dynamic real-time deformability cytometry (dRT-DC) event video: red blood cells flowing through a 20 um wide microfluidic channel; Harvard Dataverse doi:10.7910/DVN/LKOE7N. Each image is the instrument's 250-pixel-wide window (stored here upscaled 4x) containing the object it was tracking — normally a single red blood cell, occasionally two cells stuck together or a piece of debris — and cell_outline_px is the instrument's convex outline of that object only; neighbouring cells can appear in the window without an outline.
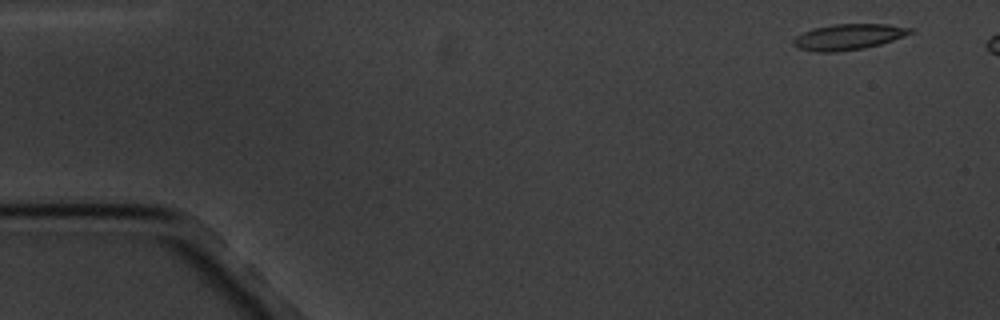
{"species": "common noctule bat (a hibernating species)", "species_latin": "Nyctalus noctula", "temperature_condition": "cold", "stored_images_in_passage": 10, "segment_of_instrument_passage": [1, 2], "camera_frame_rate_fps": 3000, "um_per_image_px": 0.085, "animal": {"sex": "male", "body_mass_g": 20.1, "forearm_length_mm": 53.5}, "frame": {"image": 1, "passage_image": 1, "time_ms": 0.0, "image_size_px": [1000, 320], "cell_outline_px": [[916, 32], [880, 44], [864, 48], [832, 52], [816, 52], [796, 48], [792, 44], [792, 40], [796, 36], [804, 32], [816, 28], [832, 24], [888, 24], [912, 28]], "centroid_in_image_um": [72.11, 3.13], "position_along_channel_um": 12.9, "area_um2": 17.57}}
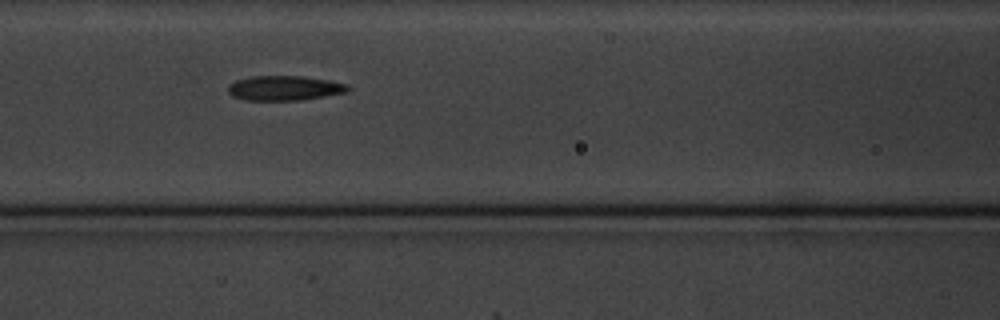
{"frame": {"image": 2, "passage_image": 7, "time_ms": 7.0, "image_size_px": [1000, 320], "cell_outline_px": [[352, 88], [348, 92], [300, 100], [244, 100], [232, 96], [228, 92], [228, 84], [236, 80], [252, 76], [300, 76], [328, 80], [348, 84]], "centroid_in_image_um": [24.18, 7.49], "position_along_channel_um": 142.4, "area_um2": 17.34}}
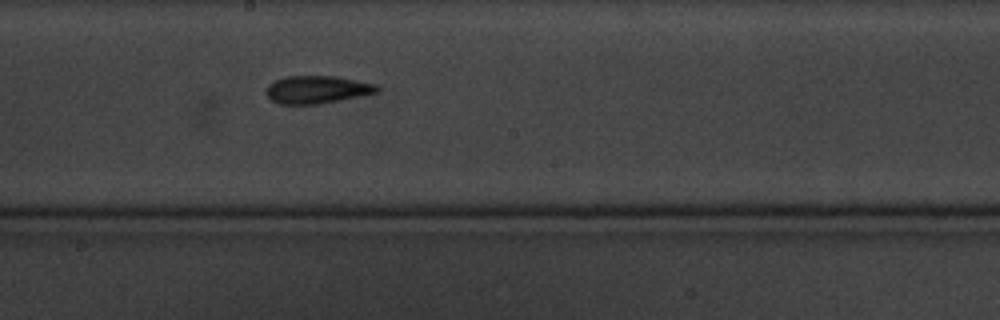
{"frame": {"image": 3, "passage_image": 9, "time_ms": 9.333, "image_size_px": [1000, 320], "cell_outline_px": [[380, 88], [376, 92], [360, 96], [320, 104], [276, 104], [264, 92], [268, 84], [284, 76], [332, 76], [356, 80], [376, 84]], "centroid_in_image_um": [26.9, 7.62], "position_along_channel_um": 221.3, "area_um2": 17.92}}